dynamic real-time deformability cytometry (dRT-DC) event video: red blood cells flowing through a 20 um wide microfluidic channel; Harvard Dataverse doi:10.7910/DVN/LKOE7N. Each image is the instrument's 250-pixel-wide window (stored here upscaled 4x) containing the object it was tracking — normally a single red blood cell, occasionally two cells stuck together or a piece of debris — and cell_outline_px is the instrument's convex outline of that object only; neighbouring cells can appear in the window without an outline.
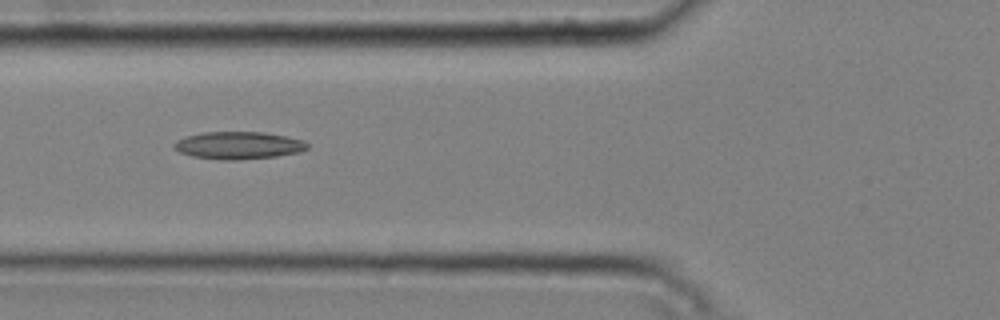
{"species": "common noctule bat (a hibernating species)", "species_latin": "Nyctalus noctula", "temperature_condition": "cold", "stored_images_in_passage": 7, "camera_frame_rate_fps": 3000, "um_per_image_px": 0.085, "animal": {"sex": "male", "body_mass_g": 20.4}, "frame": {"image": 1, "passage_image": 5, "time_ms": 1.333, "image_size_px": [1000, 320], "cell_outline_px": [[308, 148], [300, 152], [276, 156], [236, 160], [220, 160], [192, 156], [180, 152], [172, 148], [172, 144], [176, 140], [184, 136], [204, 132], [264, 132], [304, 140], [308, 144]], "centroid_in_image_um": [20.23, 12.35], "position_along_channel_um": 105.6, "area_um2": 21.44}}
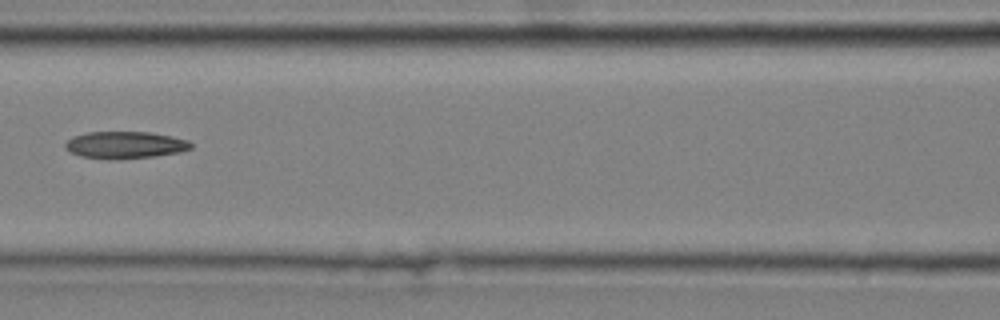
{"frame": {"image": 2, "passage_image": 6, "time_ms": 1.667, "image_size_px": [1000, 320], "cell_outline_px": [[192, 148], [180, 152], [156, 156], [108, 160], [80, 156], [64, 148], [64, 144], [72, 136], [88, 132], [152, 132], [172, 136], [188, 140], [192, 144]], "centroid_in_image_um": [10.63, 12.32], "position_along_channel_um": 156.0, "area_um2": 20.0}}
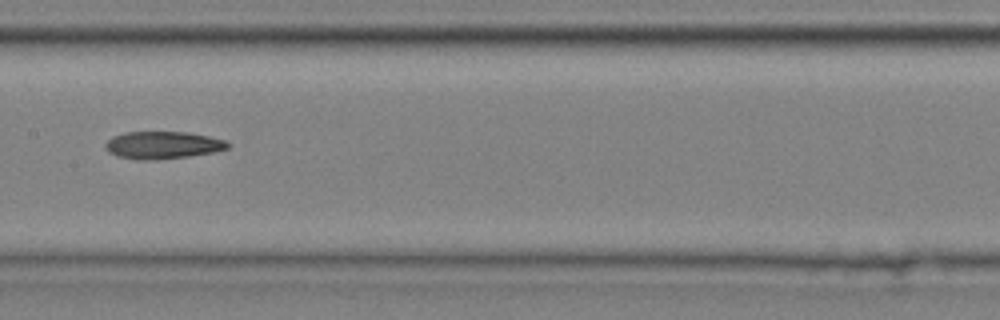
{"frame": {"image": 3, "passage_image": 7, "time_ms": 2.0, "image_size_px": [1000, 320], "cell_outline_px": [[232, 144], [228, 148], [216, 152], [188, 156], [156, 160], [136, 160], [116, 156], [108, 152], [104, 144], [112, 136], [124, 132], [188, 132], [228, 140]], "centroid_in_image_um": [13.85, 12.34], "position_along_channel_um": 193.5, "area_um2": 19.88}}